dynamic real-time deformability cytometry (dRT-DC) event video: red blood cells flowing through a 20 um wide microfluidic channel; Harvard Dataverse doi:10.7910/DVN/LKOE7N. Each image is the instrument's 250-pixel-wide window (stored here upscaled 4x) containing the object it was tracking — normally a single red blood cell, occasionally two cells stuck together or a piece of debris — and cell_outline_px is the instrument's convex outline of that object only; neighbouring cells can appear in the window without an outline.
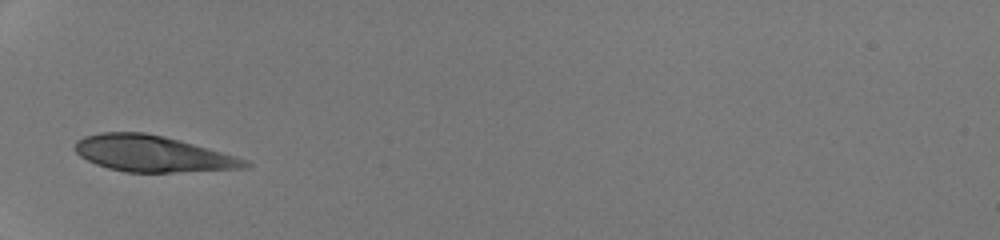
{"species": "human", "species_latin": "Homo sapiens", "temperature_condition": "room temperature", "stored_images_in_passage": 28, "camera_frame_rate_fps": 3000, "um_per_image_px": 0.085, "donor": {"sex": "male"}, "frame": {"image": 1, "passage_image": 3, "time_ms": 0.667, "image_size_px": [1000, 240], "cell_outline_px": [[252, 164], [244, 168], [172, 172], [124, 172], [108, 168], [96, 164], [80, 156], [72, 148], [76, 140], [84, 136], [100, 132], [144, 132], [164, 136], [180, 140], [236, 156], [248, 160]], "centroid_in_image_um": [12.92, 13.05], "position_along_channel_um": 72.1, "area_um2": 35.84}}
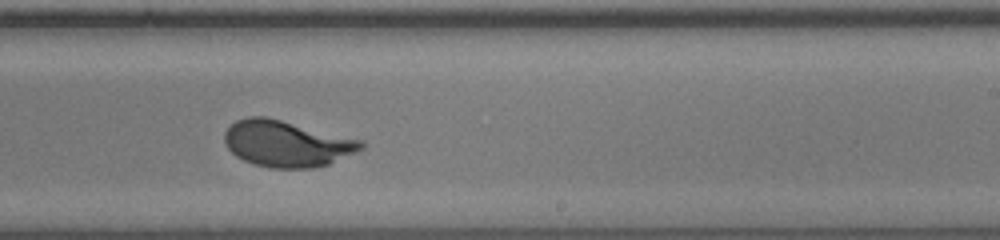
{"frame": {"image": 2, "passage_image": 17, "time_ms": 5.333, "image_size_px": [1000, 240], "cell_outline_px": [[364, 148], [356, 152], [328, 164], [312, 168], [272, 168], [252, 164], [236, 156], [228, 148], [224, 140], [224, 132], [236, 120], [248, 116], [264, 116], [364, 140]], "centroid_in_image_um": [24.37, 12.21], "position_along_channel_um": 264.6, "area_um2": 36.76}}
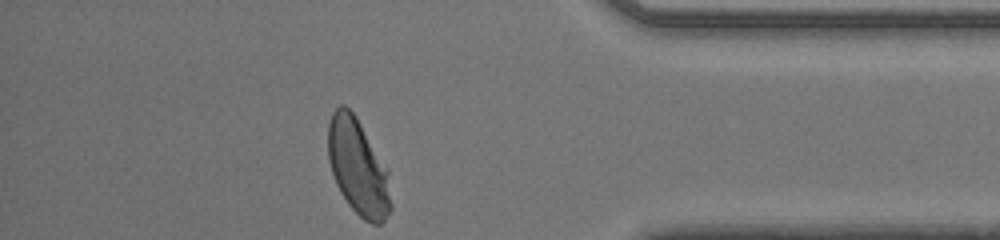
{"frame": {"image": 3, "passage_image": 28, "time_ms": 9.0, "image_size_px": [1000, 240], "cell_outline_px": [[392, 208], [384, 220], [380, 224], [372, 224], [364, 220], [348, 204], [340, 192], [336, 184], [328, 160], [328, 124], [332, 112], [340, 104], [344, 104], [356, 116], [388, 172], [392, 204]], "centroid_in_image_um": [30.42, 14.22], "position_along_channel_um": 404.8, "area_um2": 34.97}, "authors_computed_cell_mechanics": {"area_um2": 36.703, "velocity_mm_per_s": 4.2913, "shape_relaxation_time_tau1_ms": 3.7214, "shape_relaxation_time_tau2_ms": null, "deformation_change_tau1": 0.1977, "deformation_change_tau2": null}}